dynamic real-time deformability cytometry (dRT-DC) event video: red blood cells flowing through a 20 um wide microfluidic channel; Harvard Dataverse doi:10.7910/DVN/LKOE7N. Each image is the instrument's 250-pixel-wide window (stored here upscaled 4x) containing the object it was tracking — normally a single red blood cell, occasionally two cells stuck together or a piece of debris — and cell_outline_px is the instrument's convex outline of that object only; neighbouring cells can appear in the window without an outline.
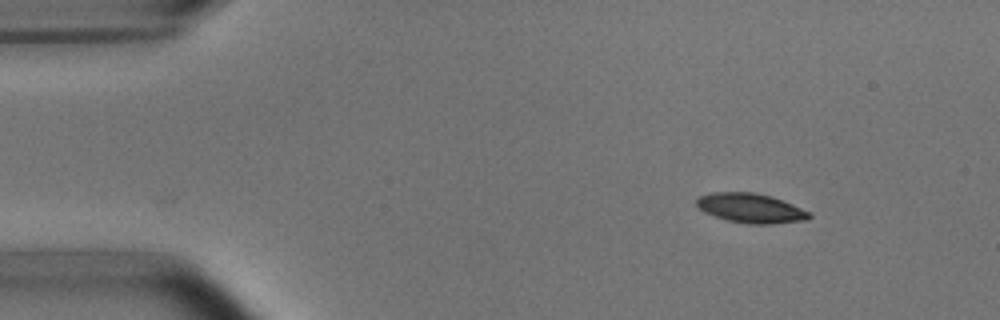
{"species": "common noctule bat (a hibernating species)", "species_latin": "Nyctalus noctula", "temperature_condition": "room temperature", "stored_images_in_passage": 43, "camera_frame_rate_fps": 3000, "um_per_image_px": 0.085, "animal": {"sex": "male", "body_mass_g": 15.6}, "frame": {"image": 1, "passage_image": 1, "time_ms": 0.0, "image_size_px": [1000, 320], "cell_outline_px": [[812, 216], [808, 220], [768, 224], [748, 224], [728, 220], [704, 212], [696, 204], [696, 200], [700, 196], [712, 192], [756, 192], [772, 196], [812, 212]], "centroid_in_image_um": [63.86, 17.69], "position_along_channel_um": 21.1, "area_um2": 19.42}}
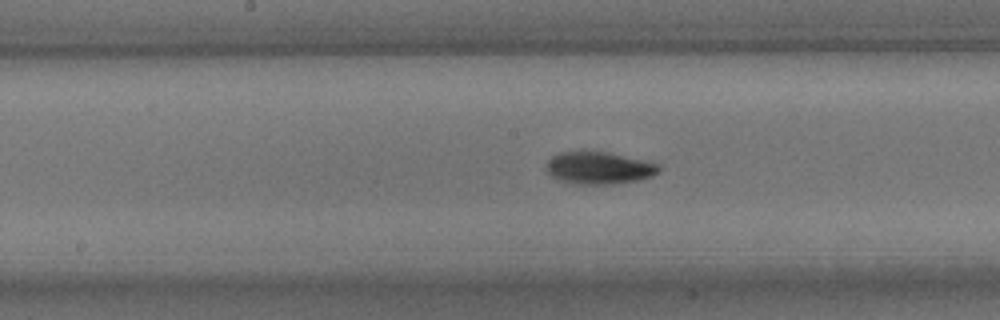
{"frame": {"image": 2, "passage_image": 21, "time_ms": 6.667, "image_size_px": [1000, 320], "cell_outline_px": [[660, 172], [652, 176], [640, 180], [612, 184], [576, 184], [556, 180], [548, 172], [548, 160], [552, 156], [560, 152], [608, 152], [644, 160], [660, 164]], "centroid_in_image_um": [50.95, 14.29], "position_along_channel_um": 197.2, "area_um2": 21.15}}
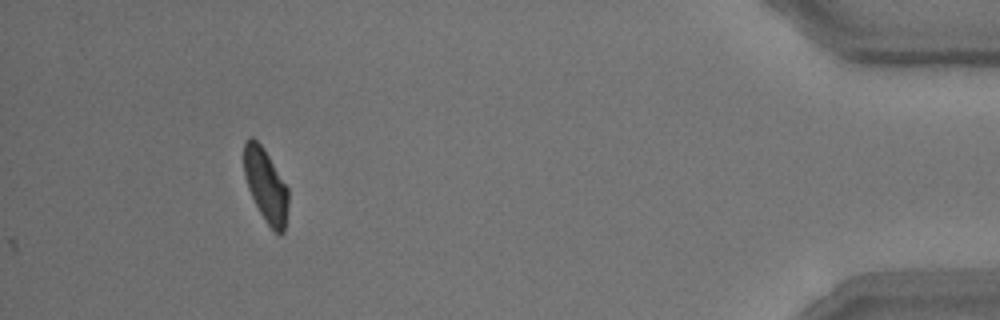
{"frame": {"image": 3, "passage_image": 43, "time_ms": 14.0, "image_size_px": [1000, 320], "cell_outline_px": [[288, 204], [284, 232], [280, 236], [264, 220], [248, 188], [244, 176], [244, 144], [248, 136], [252, 136], [264, 148], [288, 188]], "centroid_in_image_um": [22.59, 15.74], "position_along_channel_um": 412.6, "area_um2": 18.84}, "authors_computed_cell_mechanics": {"area_um2": 20.2878, "velocity_mm_per_s": 3.7932, "shape_relaxation_time_tau1_ms": 2.354, "shape_relaxation_time_tau2_ms": null, "deformation_change_tau1": 0.1128, "deformation_change_tau2": null}}